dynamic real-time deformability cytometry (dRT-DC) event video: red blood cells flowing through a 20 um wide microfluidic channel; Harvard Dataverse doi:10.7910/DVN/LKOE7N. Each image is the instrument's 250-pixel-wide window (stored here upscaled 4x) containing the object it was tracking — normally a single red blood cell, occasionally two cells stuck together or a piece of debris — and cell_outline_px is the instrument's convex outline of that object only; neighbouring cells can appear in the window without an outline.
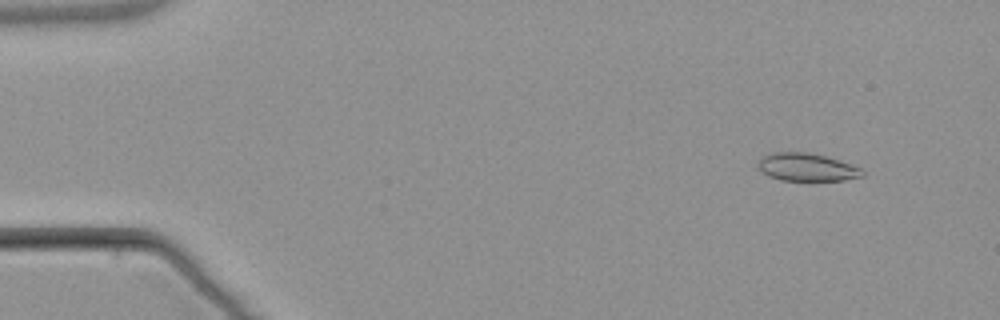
{"species": "common noctule bat (a hibernating species)", "species_latin": "Nyctalus noctula", "temperature_condition": "warm", "stored_images_in_passage": 4, "camera_frame_rate_fps": 3000, "um_per_image_px": 0.085, "animal": {"sex": "male", "body_mass_g": 21.5, "forearm_length_mm": 52.0}, "frame": {"image": 1, "passage_image": 1, "time_ms": 0.0, "image_size_px": [1000, 320], "cell_outline_px": [[864, 176], [844, 180], [780, 180], [768, 176], [756, 168], [756, 160], [760, 156], [772, 152], [808, 152], [840, 160], [852, 164], [860, 168], [864, 172]], "centroid_in_image_um": [68.5, 14.2], "position_along_channel_um": 16.5, "area_um2": 17.22}}